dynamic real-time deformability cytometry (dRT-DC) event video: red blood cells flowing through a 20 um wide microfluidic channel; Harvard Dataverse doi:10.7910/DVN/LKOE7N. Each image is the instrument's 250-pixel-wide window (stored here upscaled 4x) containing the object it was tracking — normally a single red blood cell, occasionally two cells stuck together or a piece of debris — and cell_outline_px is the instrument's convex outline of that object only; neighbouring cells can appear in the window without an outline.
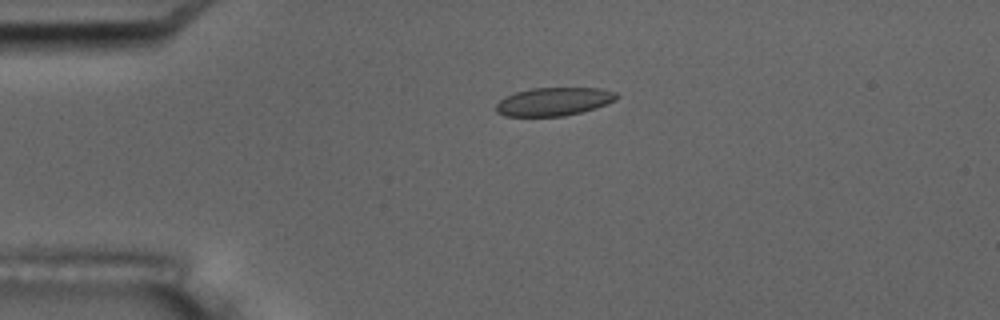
{"species": "common noctule bat (a hibernating species)", "species_latin": "Nyctalus noctula", "temperature_condition": "room temperature", "stored_images_in_passage": 6, "camera_frame_rate_fps": 3000, "um_per_image_px": 0.085, "animal": {"sex": "male", "body_mass_g": 17.5, "forearm_length_mm": 52.3}, "frame": {"image": 1, "passage_image": 4, "time_ms": 3.667, "image_size_px": [1000, 320], "cell_outline_px": [[620, 96], [616, 100], [596, 108], [564, 116], [504, 116], [496, 112], [496, 104], [504, 96], [516, 92], [532, 88], [600, 88], [616, 92]], "centroid_in_image_um": [47.08, 8.63], "position_along_channel_um": 37.9, "area_um2": 19.94}}
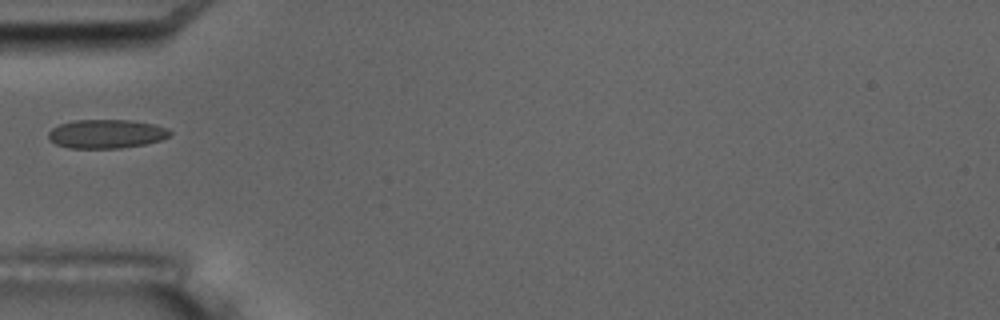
{"frame": {"image": 2, "passage_image": 6, "time_ms": 5.667, "image_size_px": [1000, 320], "cell_outline_px": [[172, 132], [168, 136], [160, 140], [144, 144], [120, 148], [68, 148], [56, 144], [48, 140], [48, 132], [52, 128], [60, 124], [76, 120], [132, 120], [156, 124], [168, 128]], "centroid_in_image_um": [9.03, 11.37], "position_along_channel_um": 76.0, "area_um2": 20.52}}